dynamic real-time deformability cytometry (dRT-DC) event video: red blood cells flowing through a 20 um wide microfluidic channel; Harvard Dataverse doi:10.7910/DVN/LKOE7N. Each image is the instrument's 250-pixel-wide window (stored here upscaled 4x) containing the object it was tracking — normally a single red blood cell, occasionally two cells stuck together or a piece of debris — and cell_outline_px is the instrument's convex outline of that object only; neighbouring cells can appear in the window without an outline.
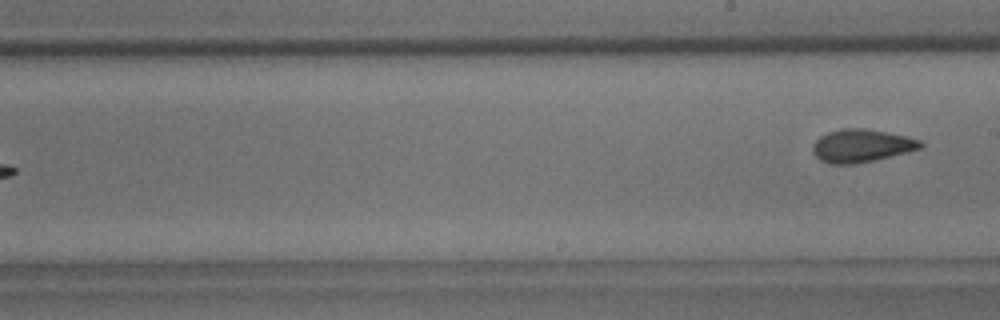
{"species": "common noctule bat (a hibernating species)", "species_latin": "Nyctalus noctula", "temperature_condition": "room temperature", "stored_images_in_passage": 9, "camera_frame_rate_fps": 3000, "um_per_image_px": 0.085, "animal": {"sex": "male", "body_mass_g": 18.8}, "frame": {"image": 1, "passage_image": 9, "time_ms": 9.333, "image_size_px": [1000, 320], "cell_outline_px": [[924, 144], [920, 148], [856, 164], [828, 164], [820, 160], [812, 152], [812, 144], [820, 136], [828, 132], [840, 128], [864, 128], [908, 136], [920, 140]], "centroid_in_image_um": [73.17, 12.38], "position_along_channel_um": 215.8, "area_um2": 20.58}}